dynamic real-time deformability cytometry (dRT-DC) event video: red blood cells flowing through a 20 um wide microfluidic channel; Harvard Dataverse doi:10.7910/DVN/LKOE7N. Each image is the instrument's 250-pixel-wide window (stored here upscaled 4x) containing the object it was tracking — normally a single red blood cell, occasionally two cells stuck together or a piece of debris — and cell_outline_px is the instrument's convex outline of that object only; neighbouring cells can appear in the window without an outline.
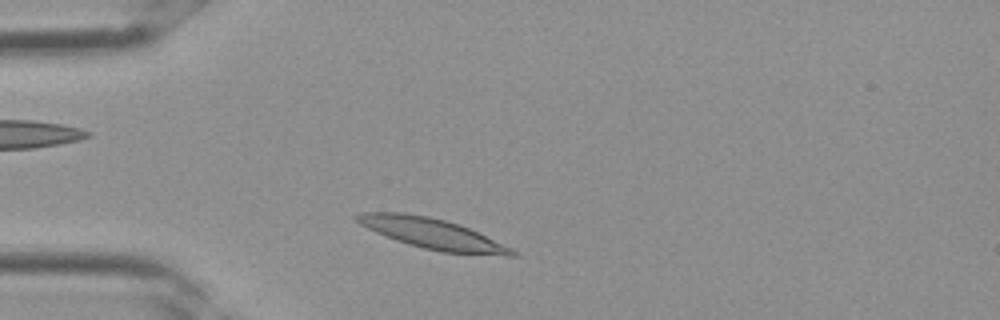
{"species": "Egyptian fruit bat (a non-hibernating species)", "species_latin": "Rousettus aegyptiacus", "temperature_condition": "room temperature", "stored_images_in_passage": 2, "camera_frame_rate_fps": 3000, "um_per_image_px": 0.085, "frame": {"image": 1, "passage_image": 2, "time_ms": 0.333, "image_size_px": [1000, 320], "cell_outline_px": [[520, 256], [508, 256], [440, 252], [408, 244], [384, 236], [360, 224], [352, 216], [360, 212], [404, 212], [428, 216], [460, 224], [512, 248]], "centroid_in_image_um": [36.73, 19.86], "position_along_channel_um": 48.3, "area_um2": 27.57}}